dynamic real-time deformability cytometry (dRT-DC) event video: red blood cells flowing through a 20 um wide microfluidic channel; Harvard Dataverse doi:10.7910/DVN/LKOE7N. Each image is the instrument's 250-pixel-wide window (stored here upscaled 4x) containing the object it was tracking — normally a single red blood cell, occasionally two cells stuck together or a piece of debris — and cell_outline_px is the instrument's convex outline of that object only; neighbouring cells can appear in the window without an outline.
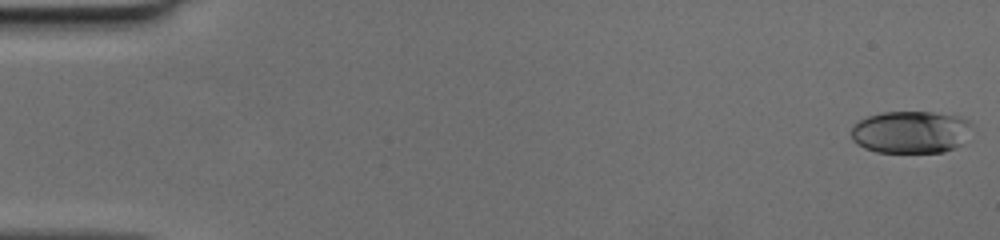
{"species": "human", "species_latin": "Homo sapiens", "temperature_condition": "cold", "stored_images_in_passage": 49, "camera_frame_rate_fps": 3000, "um_per_image_px": 0.085, "donor": {"sex": "female"}, "frame": {"image": 1, "passage_image": 1, "time_ms": 0.0, "image_size_px": [1000, 240], "cell_outline_px": [[972, 124], [960, 144], [956, 148], [944, 152], [876, 152], [864, 148], [856, 144], [852, 140], [852, 128], [860, 120], [868, 116], [884, 112], [932, 112], [956, 116], [968, 120]], "centroid_in_image_um": [77.38, 11.23], "position_along_channel_um": 7.6, "area_um2": 29.54}}
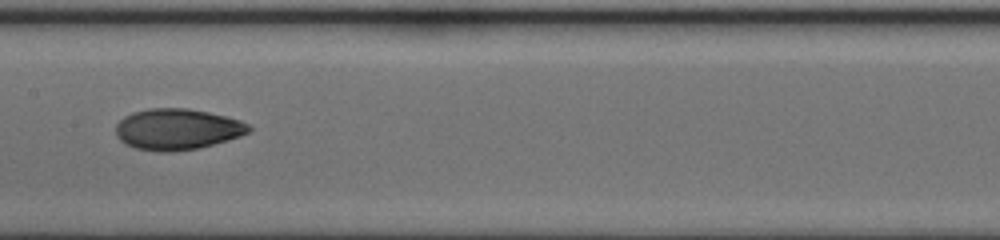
{"frame": {"image": 2, "passage_image": 26, "time_ms": 8.333, "image_size_px": [1000, 240], "cell_outline_px": [[252, 128], [248, 132], [240, 136], [228, 140], [200, 148], [168, 152], [156, 152], [136, 148], [124, 144], [116, 136], [116, 124], [124, 116], [132, 112], [148, 108], [188, 108], [208, 112], [240, 120], [248, 124]], "centroid_in_image_um": [15.04, 10.99], "position_along_channel_um": 192.4, "area_um2": 32.02}}
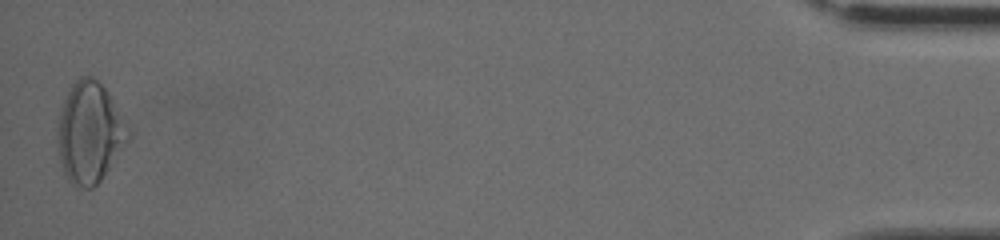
{"frame": {"image": 3, "passage_image": 49, "time_ms": 16.0, "image_size_px": [1000, 240], "cell_outline_px": [[132, 136], [100, 180], [92, 188], [76, 188], [68, 180], [64, 172], [60, 160], [56, 136], [56, 128], [60, 112], [64, 100], [72, 84], [80, 76], [92, 76], [112, 96], [132, 132]], "centroid_in_image_um": [7.63, 11.27], "position_along_channel_um": 427.6, "area_um2": 41.73}}